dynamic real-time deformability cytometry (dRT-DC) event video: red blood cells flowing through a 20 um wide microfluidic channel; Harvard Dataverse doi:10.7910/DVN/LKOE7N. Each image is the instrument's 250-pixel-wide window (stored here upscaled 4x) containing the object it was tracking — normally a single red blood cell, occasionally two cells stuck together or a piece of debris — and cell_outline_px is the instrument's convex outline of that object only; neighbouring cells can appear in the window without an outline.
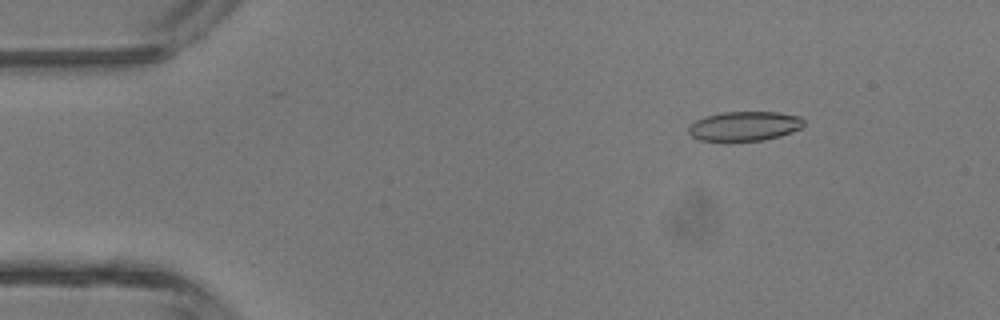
{"species": "common noctule bat (a hibernating species)", "species_latin": "Nyctalus noctula", "temperature_condition": "room temperature", "stored_images_in_passage": 4, "camera_frame_rate_fps": 3000, "um_per_image_px": 0.085, "animal": {"sex": "male", "body_mass_g": 13.3}, "frame": {"image": 1, "passage_image": 2, "time_ms": 1.0, "image_size_px": [1000, 320], "cell_outline_px": [[804, 124], [800, 128], [792, 132], [780, 136], [764, 140], [700, 140], [692, 136], [688, 132], [688, 128], [696, 120], [704, 116], [724, 112], [776, 112], [800, 116], [804, 120]], "centroid_in_image_um": [63.3, 10.71], "position_along_channel_um": 21.7, "area_um2": 19.59}}
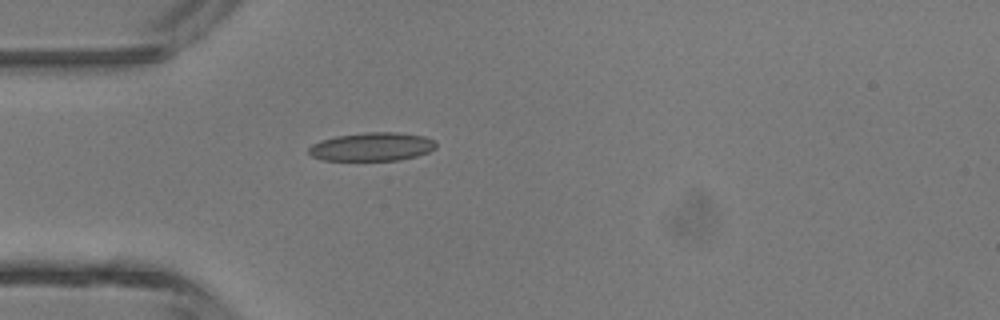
{"frame": {"image": 2, "passage_image": 4, "time_ms": 3.333, "image_size_px": [1000, 320], "cell_outline_px": [[436, 148], [428, 152], [416, 156], [400, 160], [324, 160], [312, 156], [308, 152], [308, 148], [312, 144], [320, 140], [336, 136], [368, 132], [396, 132], [424, 136], [432, 140], [436, 144]], "centroid_in_image_um": [31.6, 12.47], "position_along_channel_um": 53.4, "area_um2": 21.04}}